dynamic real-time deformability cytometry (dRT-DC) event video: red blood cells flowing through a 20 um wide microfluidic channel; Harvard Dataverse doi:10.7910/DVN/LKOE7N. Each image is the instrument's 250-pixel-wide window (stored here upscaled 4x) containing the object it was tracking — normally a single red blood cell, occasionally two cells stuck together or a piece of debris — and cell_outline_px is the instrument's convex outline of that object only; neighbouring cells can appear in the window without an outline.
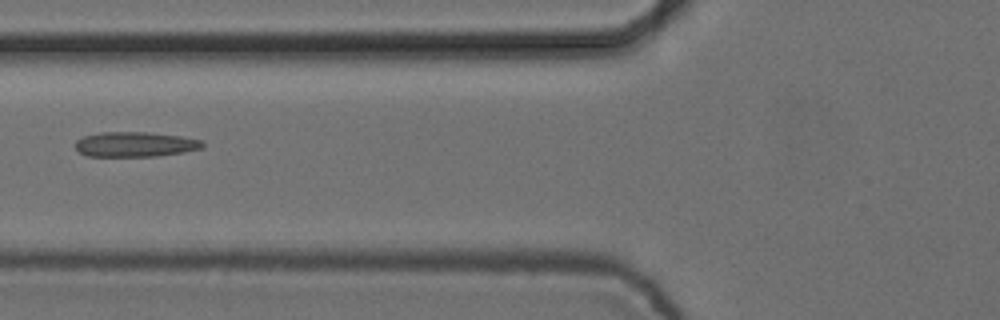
{"species": "common noctule bat (a hibernating species)", "species_latin": "Nyctalus noctula", "temperature_condition": "cold", "stored_images_in_passage": 3, "camera_frame_rate_fps": 3000, "um_per_image_px": 0.085, "animal": {"sex": "female", "body_mass_g": 24.6, "forearm_length_mm": 56.2}, "frame": {"image": 1, "passage_image": 2, "time_ms": 0.333, "image_size_px": [1000, 320], "cell_outline_px": [[204, 144], [200, 148], [184, 152], [156, 156], [88, 156], [80, 152], [76, 148], [76, 140], [84, 136], [100, 132], [148, 132], [180, 136], [200, 140]], "centroid_in_image_um": [11.46, 12.26], "position_along_channel_um": 114.3, "area_um2": 18.32}}
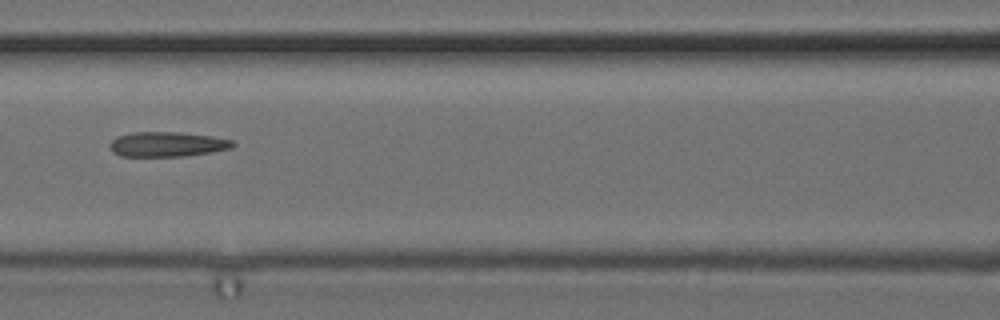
{"frame": {"image": 2, "passage_image": 3, "time_ms": 0.667, "image_size_px": [1000, 320], "cell_outline_px": [[236, 144], [232, 148], [212, 152], [184, 156], [120, 156], [112, 152], [108, 144], [116, 136], [132, 132], [180, 132], [212, 136], [232, 140]], "centroid_in_image_um": [14.2, 12.26], "position_along_channel_um": 152.4, "area_um2": 17.98}}